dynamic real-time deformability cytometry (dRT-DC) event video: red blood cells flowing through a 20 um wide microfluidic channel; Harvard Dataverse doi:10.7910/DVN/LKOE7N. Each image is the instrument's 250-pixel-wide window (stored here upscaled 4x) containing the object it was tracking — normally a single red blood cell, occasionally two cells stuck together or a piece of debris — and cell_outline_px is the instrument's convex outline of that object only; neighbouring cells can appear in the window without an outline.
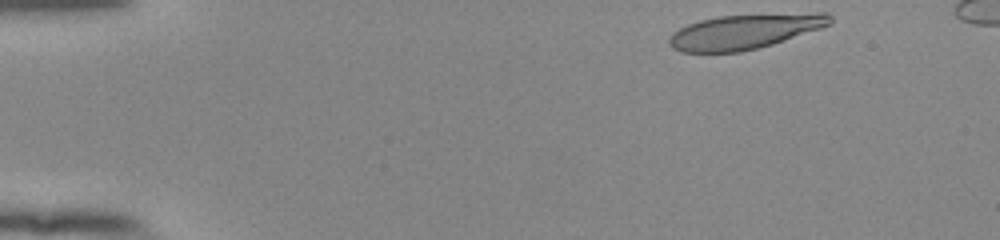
{"species": "human", "species_latin": "Homo sapiens", "temperature_condition": "room temperature", "stored_images_in_passage": 48, "segment_of_instrument_passage": [1, 2], "camera_frame_rate_fps": 3000, "um_per_image_px": 0.085, "donor": {"sex": "female"}, "frame": {"image": 1, "passage_image": 1, "time_ms": 0.0, "image_size_px": [1000, 240], "cell_outline_px": [[832, 24], [772, 44], [740, 52], [680, 52], [672, 48], [668, 44], [668, 36], [672, 32], [688, 24], [700, 20], [720, 16], [816, 12], [828, 12], [832, 16]], "centroid_in_image_um": [63.29, 2.67], "position_along_channel_um": 21.7, "area_um2": 32.71}}
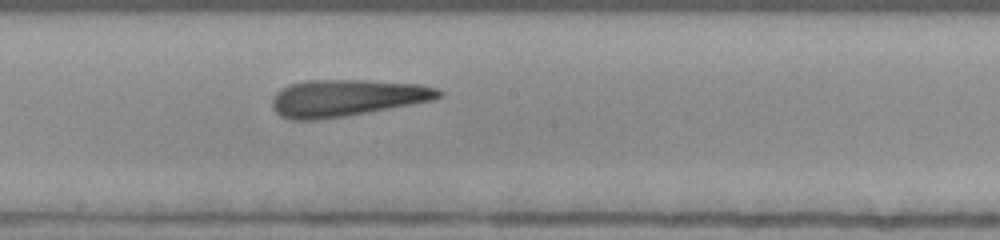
{"frame": {"image": 2, "passage_image": 24, "time_ms": 7.667, "image_size_px": [1000, 240], "cell_outline_px": [[444, 96], [432, 100], [412, 104], [368, 112], [344, 116], [316, 120], [292, 120], [280, 116], [272, 108], [272, 96], [280, 88], [288, 84], [308, 80], [368, 80], [420, 84], [436, 88], [444, 92]], "centroid_in_image_um": [29.44, 8.31], "position_along_channel_um": 218.8, "area_um2": 35.95}}
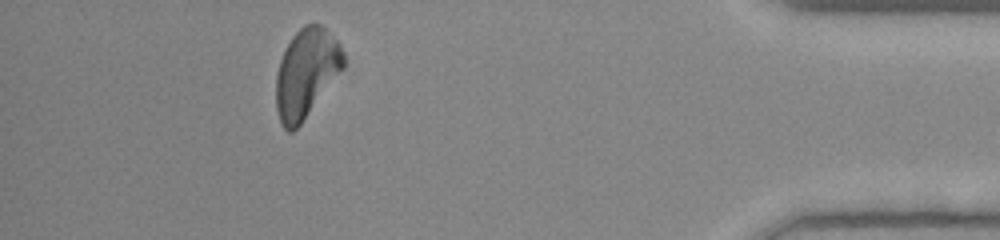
{"frame": {"image": 3, "passage_image": 42, "time_ms": 13.667, "image_size_px": [1000, 240], "cell_outline_px": [[344, 68], [300, 124], [292, 132], [288, 132], [284, 128], [280, 120], [276, 108], [276, 72], [280, 60], [292, 36], [304, 24], [320, 24], [340, 44], [344, 56]], "centroid_in_image_um": [26.02, 6.21], "position_along_channel_um": 409.2, "area_um2": 34.56}}